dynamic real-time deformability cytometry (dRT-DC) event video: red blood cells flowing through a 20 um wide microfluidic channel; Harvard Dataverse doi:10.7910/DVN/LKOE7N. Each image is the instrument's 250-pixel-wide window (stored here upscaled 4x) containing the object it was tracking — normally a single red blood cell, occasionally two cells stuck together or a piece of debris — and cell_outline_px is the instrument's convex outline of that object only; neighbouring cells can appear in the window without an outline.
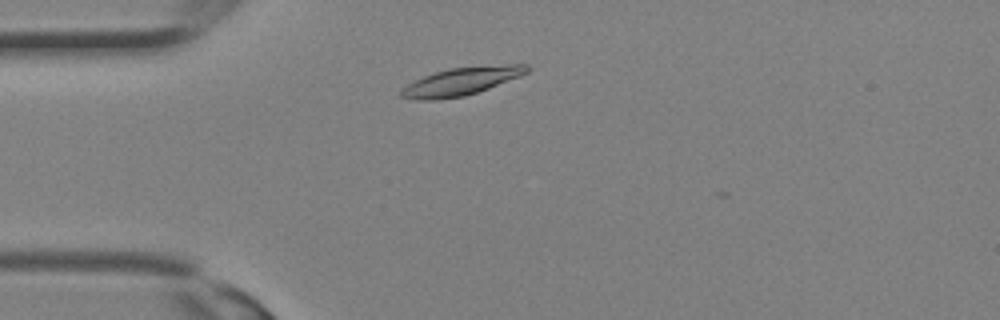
{"species": "Egyptian fruit bat (a non-hibernating species)", "species_latin": "Rousettus aegyptiacus", "temperature_condition": "room temperature", "stored_images_in_passage": 6, "camera_frame_rate_fps": 3000, "um_per_image_px": 0.085, "animal": {"sex": "female"}, "frame": {"image": 1, "passage_image": 4, "time_ms": 1.0, "image_size_px": [1000, 320], "cell_outline_px": [[532, 68], [528, 72], [520, 76], [488, 88], [464, 96], [436, 100], [412, 100], [400, 96], [400, 92], [408, 84], [424, 76], [448, 68], [508, 64], [528, 64]], "centroid_in_image_um": [39.23, 6.91], "position_along_channel_um": 45.8, "area_um2": 20.29}}